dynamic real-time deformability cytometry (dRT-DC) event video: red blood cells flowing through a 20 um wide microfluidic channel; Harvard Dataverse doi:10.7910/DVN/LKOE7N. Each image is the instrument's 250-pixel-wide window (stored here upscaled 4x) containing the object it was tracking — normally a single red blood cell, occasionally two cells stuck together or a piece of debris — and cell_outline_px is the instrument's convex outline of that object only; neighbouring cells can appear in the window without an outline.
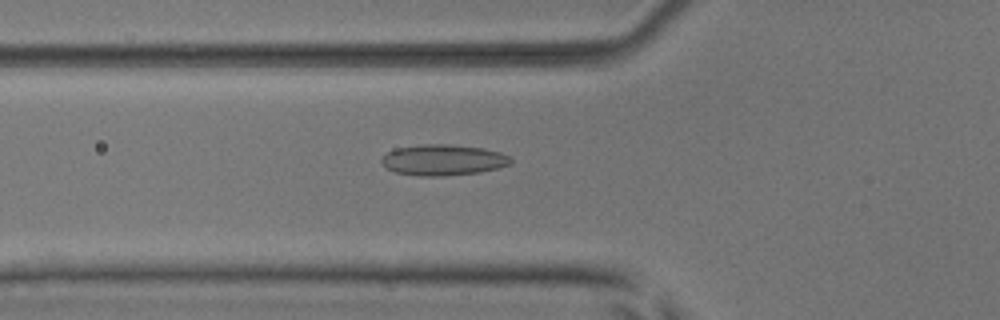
{"species": "common noctule bat (a hibernating species)", "species_latin": "Nyctalus noctula", "temperature_condition": "room temperature", "stored_images_in_passage": 54, "camera_frame_rate_fps": 3000, "um_per_image_px": 0.085, "animal": {"sex": "male", "body_mass_g": 17.9, "forearm_length_mm": 54.2}, "frame": {"image": 1, "passage_image": 20, "time_ms": 6.333, "image_size_px": [1000, 320], "cell_outline_px": [[512, 164], [480, 172], [444, 176], [416, 176], [396, 172], [380, 164], [380, 160], [388, 152], [396, 148], [424, 144], [448, 144], [484, 148], [500, 152], [508, 156], [512, 160]], "centroid_in_image_um": [37.66, 13.6], "position_along_channel_um": 88.1, "area_um2": 23.29}}
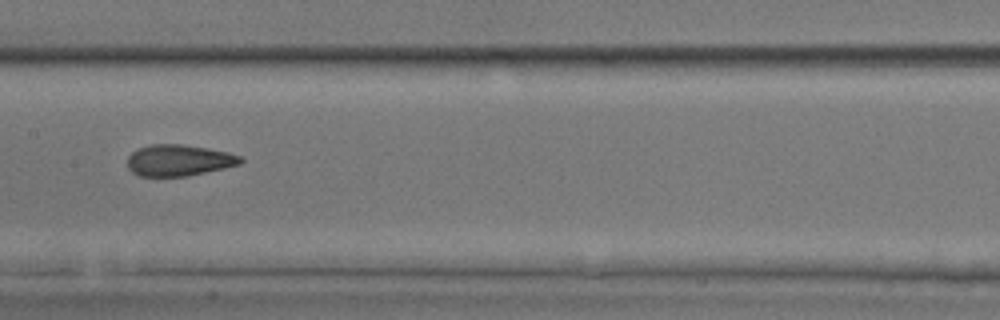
{"frame": {"image": 2, "passage_image": 28, "time_ms": 9.0, "image_size_px": [1000, 320], "cell_outline_px": [[244, 160], [240, 164], [224, 168], [188, 176], [140, 176], [132, 172], [128, 168], [128, 156], [132, 152], [140, 148], [152, 144], [180, 144], [208, 148], [228, 152], [240, 156]], "centroid_in_image_um": [15.21, 13.63], "position_along_channel_um": 192.2, "area_um2": 20.58}}
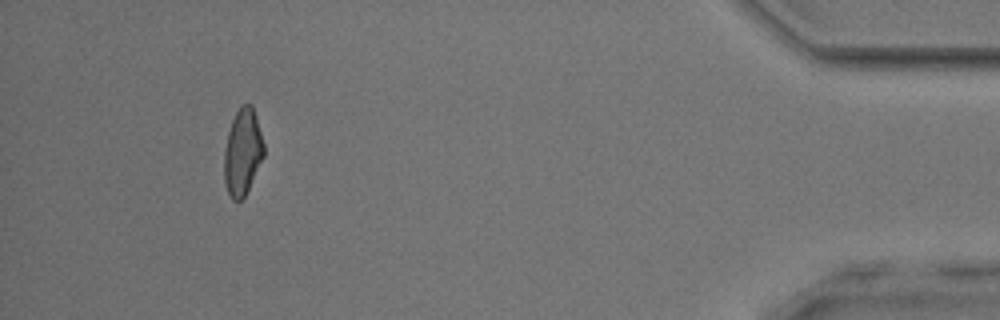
{"frame": {"image": 3, "passage_image": 50, "time_ms": 16.333, "image_size_px": [1000, 320], "cell_outline_px": [[264, 156], [244, 196], [240, 200], [232, 200], [224, 184], [224, 148], [228, 132], [232, 120], [236, 112], [244, 104], [252, 104], [264, 144]], "centroid_in_image_um": [20.61, 12.93], "position_along_channel_um": 414.6, "area_um2": 19.77}, "authors_computed_cell_mechanics": {"area_um2": 21.2704, "velocity_mm_per_s": 3.894, "shape_relaxation_time_tau1_ms": 6.7709, "shape_relaxation_time_tau2_ms": 1.9273, "deformation_change_tau1": 0.1636, "deformation_change_tau2": 0.0993}}